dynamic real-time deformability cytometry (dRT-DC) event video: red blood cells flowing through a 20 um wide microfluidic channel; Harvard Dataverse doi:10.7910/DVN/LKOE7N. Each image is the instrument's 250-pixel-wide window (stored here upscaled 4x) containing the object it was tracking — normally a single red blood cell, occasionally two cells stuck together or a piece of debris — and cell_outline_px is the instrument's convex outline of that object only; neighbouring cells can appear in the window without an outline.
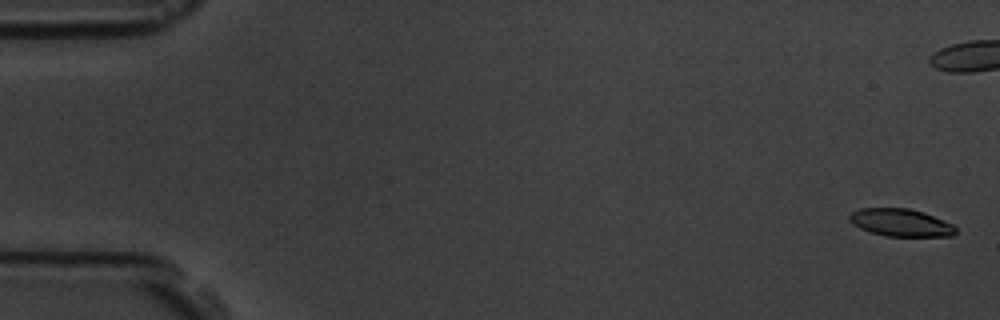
{"species": "common noctule bat (a hibernating species)", "species_latin": "Nyctalus noctula", "temperature_condition": "room temperature", "stored_images_in_passage": 10, "camera_frame_rate_fps": 3000, "um_per_image_px": 0.085, "animal": {"sex": "male", "body_mass_g": 19.5, "forearm_length_mm": 54.6}, "frame": {"image": 1, "passage_image": 1, "time_ms": 0.0, "image_size_px": [1000, 320], "cell_outline_px": [[956, 232], [952, 236], [884, 236], [860, 228], [852, 224], [848, 220], [848, 216], [852, 212], [860, 208], [908, 208], [924, 212], [944, 220], [952, 224], [956, 228]], "centroid_in_image_um": [76.55, 18.92], "position_along_channel_um": 8.5, "area_um2": 17.11}}